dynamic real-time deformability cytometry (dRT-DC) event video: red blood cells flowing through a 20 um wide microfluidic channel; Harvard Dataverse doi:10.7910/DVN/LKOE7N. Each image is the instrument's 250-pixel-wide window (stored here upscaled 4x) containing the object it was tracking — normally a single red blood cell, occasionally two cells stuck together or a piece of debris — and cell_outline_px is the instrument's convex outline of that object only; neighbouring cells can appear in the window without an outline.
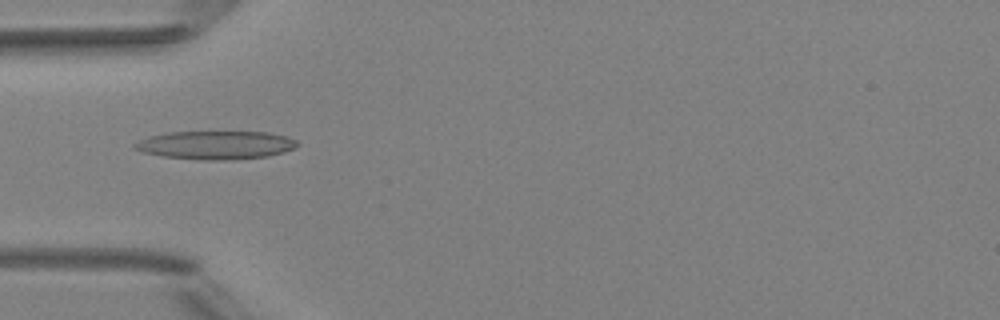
{"species": "Egyptian fruit bat (a non-hibernating species)", "species_latin": "Rousettus aegyptiacus", "temperature_condition": "room temperature", "stored_images_in_passage": 4, "camera_frame_rate_fps": 3000, "um_per_image_px": 0.085, "animal": {"sex": "female"}, "frame": {"image": 1, "passage_image": 4, "time_ms": 4.333, "image_size_px": [1000, 320], "cell_outline_px": [[300, 144], [284, 152], [268, 156], [224, 160], [204, 160], [160, 156], [144, 152], [132, 148], [132, 144], [140, 140], [152, 136], [168, 132], [268, 132], [288, 136], [296, 140]], "centroid_in_image_um": [18.34, 12.33], "position_along_channel_um": 66.7, "area_um2": 26.82}}